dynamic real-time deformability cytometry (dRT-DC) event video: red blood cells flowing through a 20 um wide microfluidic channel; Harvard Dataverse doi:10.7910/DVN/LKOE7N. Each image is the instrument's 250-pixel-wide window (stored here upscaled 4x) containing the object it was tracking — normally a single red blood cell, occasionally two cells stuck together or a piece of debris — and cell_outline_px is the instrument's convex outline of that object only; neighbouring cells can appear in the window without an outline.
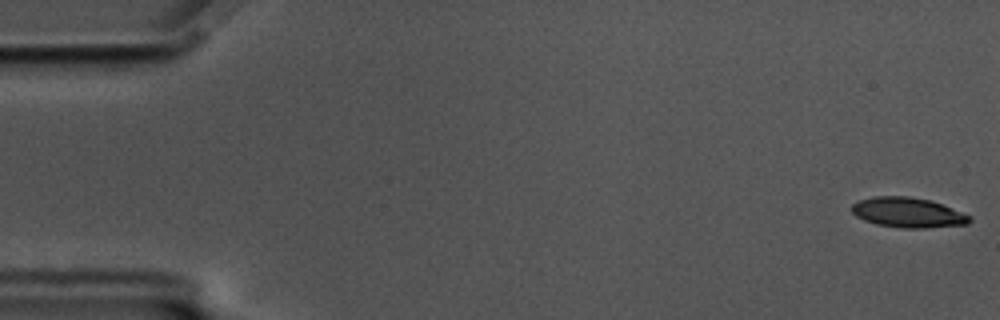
{"species": "common noctule bat (a hibernating species)", "species_latin": "Nyctalus noctula", "temperature_condition": "cold", "stored_images_in_passage": 57, "camera_frame_rate_fps": 3000, "um_per_image_px": 0.085, "animal": {"sex": "male", "body_mass_g": 17.5, "forearm_length_mm": 52.3}, "frame": {"image": 1, "passage_image": 1, "time_ms": 0.0, "image_size_px": [1000, 320], "cell_outline_px": [[972, 220], [968, 224], [924, 228], [900, 228], [876, 224], [864, 220], [856, 216], [852, 212], [852, 204], [860, 200], [872, 196], [908, 196], [928, 200], [940, 204], [972, 216]], "centroid_in_image_um": [77.16, 18.07], "position_along_channel_um": 7.8, "area_um2": 20.52}}
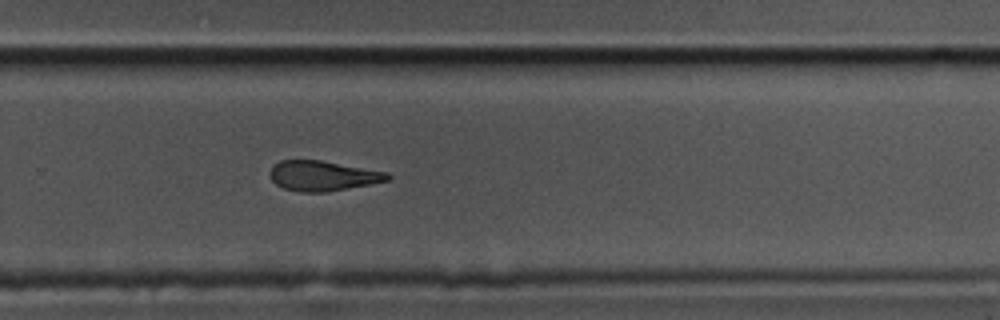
{"frame": {"image": 2, "passage_image": 38, "time_ms": 12.333, "image_size_px": [1000, 320], "cell_outline_px": [[392, 176], [388, 180], [328, 192], [300, 192], [284, 188], [276, 184], [268, 176], [272, 168], [280, 160], [320, 160], [388, 172]], "centroid_in_image_um": [27.42, 14.94], "position_along_channel_um": 302.4, "area_um2": 20.46}}
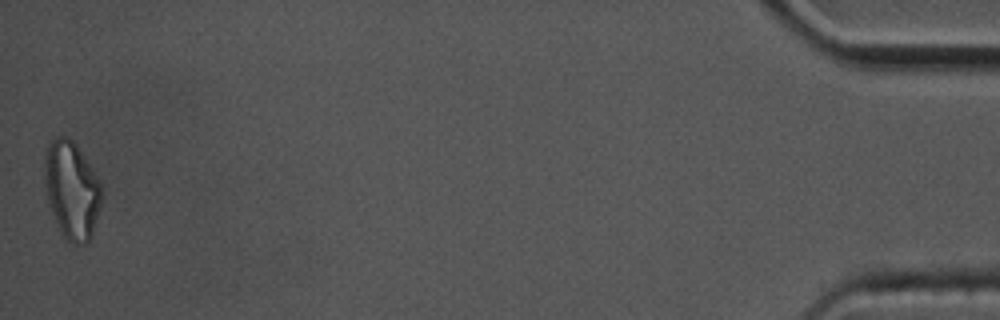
{"frame": {"image": 3, "passage_image": 57, "time_ms": 18.667, "image_size_px": [1000, 320], "cell_outline_px": [[104, 196], [92, 236], [88, 244], [72, 244], [64, 236], [48, 204], [44, 184], [44, 156], [48, 144], [56, 136], [68, 136], [76, 144], [92, 168], [104, 192]], "centroid_in_image_um": [6.11, 16.15], "position_along_channel_um": 429.1, "area_um2": 32.83}}